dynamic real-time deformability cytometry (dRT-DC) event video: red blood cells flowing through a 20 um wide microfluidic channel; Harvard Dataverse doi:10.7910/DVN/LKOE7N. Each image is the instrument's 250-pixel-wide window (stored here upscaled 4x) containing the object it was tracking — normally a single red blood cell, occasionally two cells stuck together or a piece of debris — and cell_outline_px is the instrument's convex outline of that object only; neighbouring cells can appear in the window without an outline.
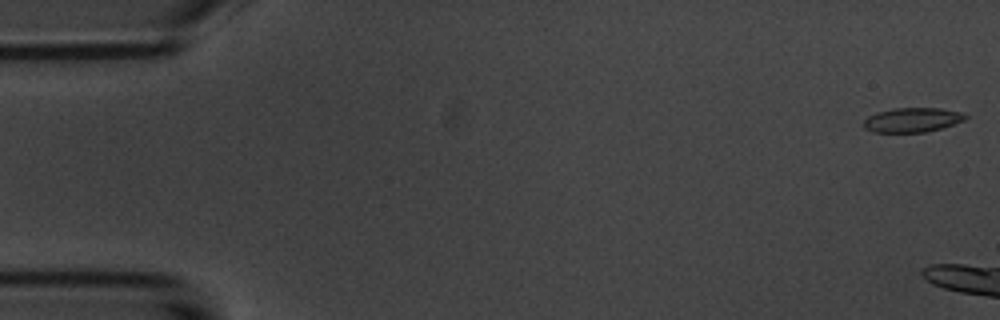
{"species": "common noctule bat (a hibernating species)", "species_latin": "Nyctalus noctula", "temperature_condition": "room temperature", "stored_images_in_passage": 4, "camera_frame_rate_fps": 3000, "um_per_image_px": 0.085, "animal": {"sex": "male", "body_mass_g": 20.1, "forearm_length_mm": 53.5}, "frame": {"image": 1, "passage_image": 1, "time_ms": 0.0, "image_size_px": [1000, 320], "cell_outline_px": [[968, 116], [964, 120], [928, 132], [872, 132], [864, 128], [864, 120], [868, 116], [876, 112], [892, 108], [940, 108], [960, 112]], "centroid_in_image_um": [77.5, 10.19], "position_along_channel_um": 7.5, "area_um2": 14.45}}